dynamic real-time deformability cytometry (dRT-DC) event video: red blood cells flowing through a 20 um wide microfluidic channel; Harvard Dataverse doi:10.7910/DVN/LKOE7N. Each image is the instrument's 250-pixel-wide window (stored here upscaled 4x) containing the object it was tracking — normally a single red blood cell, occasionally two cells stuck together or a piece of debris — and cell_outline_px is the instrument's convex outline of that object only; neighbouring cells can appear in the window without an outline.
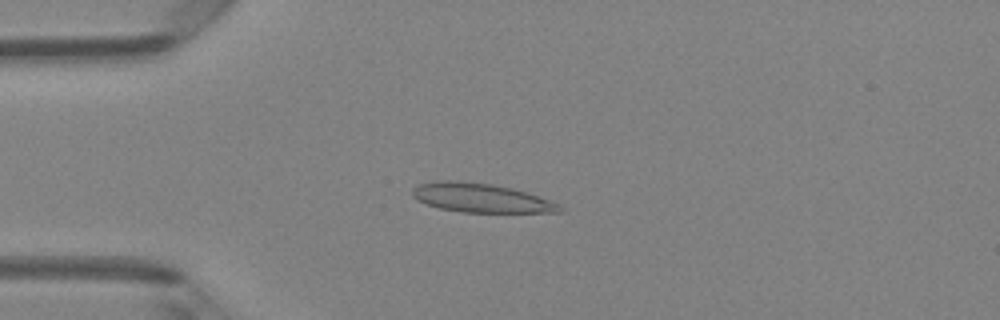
{"species": "Egyptian fruit bat (a non-hibernating species)", "species_latin": "Rousettus aegyptiacus", "temperature_condition": "room temperature", "stored_images_in_passage": 48, "camera_frame_rate_fps": 3000, "um_per_image_px": 0.085, "animal": {"sex": "female"}, "frame": {"image": 1, "passage_image": 12, "time_ms": 3.667, "image_size_px": [1000, 320], "cell_outline_px": [[564, 212], [460, 212], [440, 208], [416, 200], [412, 196], [412, 188], [416, 184], [436, 180], [460, 180], [492, 184], [512, 188], [528, 192], [560, 204], [564, 208]], "centroid_in_image_um": [40.86, 16.81], "position_along_channel_um": 44.1, "area_um2": 25.2}}
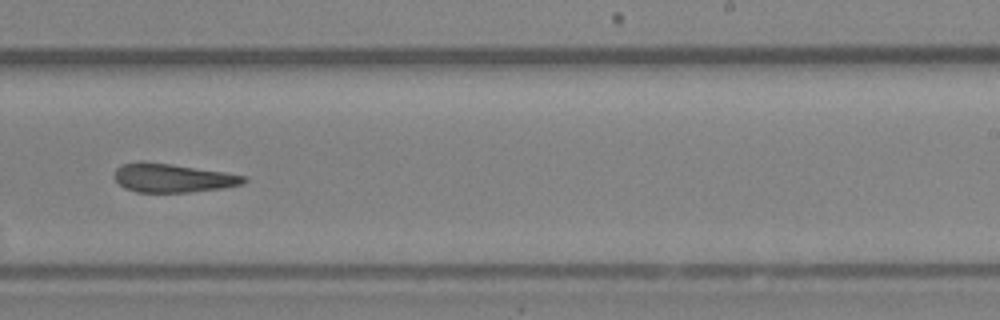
{"frame": {"image": 2, "passage_image": 30, "time_ms": 9.667, "image_size_px": [1000, 320], "cell_outline_px": [[248, 180], [240, 184], [220, 188], [188, 192], [136, 192], [124, 188], [112, 176], [116, 168], [124, 164], [140, 160], [172, 164], [224, 172], [248, 176]], "centroid_in_image_um": [14.63, 15.11], "position_along_channel_um": 274.4, "area_um2": 21.68}}
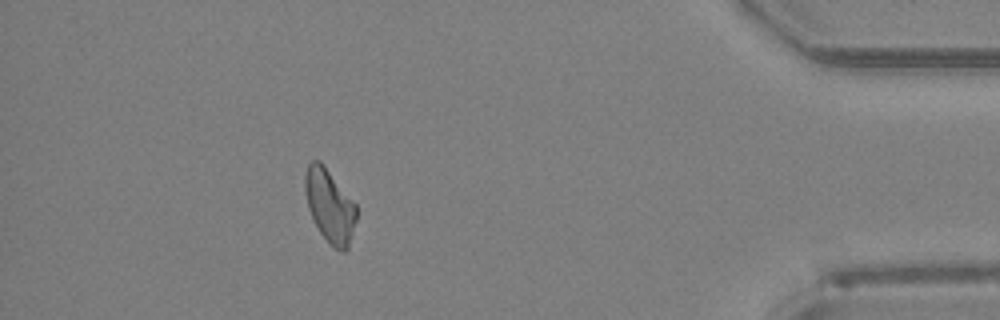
{"frame": {"image": 3, "passage_image": 43, "time_ms": 14.0, "image_size_px": [1000, 320], "cell_outline_px": [[356, 220], [348, 248], [344, 252], [340, 252], [320, 232], [308, 208], [304, 192], [304, 176], [308, 164], [312, 160], [320, 160], [356, 204]], "centroid_in_image_um": [28.01, 17.46], "position_along_channel_um": 407.2, "area_um2": 21.68}, "authors_computed_cell_mechanics": {"area_um2": 22.5998, "velocity_mm_per_s": 4.1963, "shape_relaxation_time_tau1_ms": 4.5727, "shape_relaxation_time_tau2_ms": 2.2885, "deformation_change_tau1": 0.1337, "deformation_change_tau2": 0.1069}}